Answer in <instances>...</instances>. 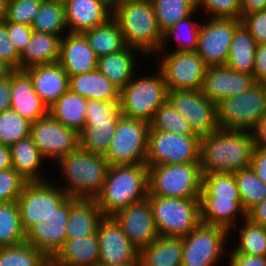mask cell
<instances>
[{
  "label": "cell",
  "instance_id": "cell-61",
  "mask_svg": "<svg viewBox=\"0 0 266 266\" xmlns=\"http://www.w3.org/2000/svg\"><path fill=\"white\" fill-rule=\"evenodd\" d=\"M10 168H13L10 147L0 144V171Z\"/></svg>",
  "mask_w": 266,
  "mask_h": 266
},
{
  "label": "cell",
  "instance_id": "cell-6",
  "mask_svg": "<svg viewBox=\"0 0 266 266\" xmlns=\"http://www.w3.org/2000/svg\"><path fill=\"white\" fill-rule=\"evenodd\" d=\"M202 176L200 163L148 166V195L200 198Z\"/></svg>",
  "mask_w": 266,
  "mask_h": 266
},
{
  "label": "cell",
  "instance_id": "cell-43",
  "mask_svg": "<svg viewBox=\"0 0 266 266\" xmlns=\"http://www.w3.org/2000/svg\"><path fill=\"white\" fill-rule=\"evenodd\" d=\"M50 263L42 252L26 242L0 248V266H48Z\"/></svg>",
  "mask_w": 266,
  "mask_h": 266
},
{
  "label": "cell",
  "instance_id": "cell-30",
  "mask_svg": "<svg viewBox=\"0 0 266 266\" xmlns=\"http://www.w3.org/2000/svg\"><path fill=\"white\" fill-rule=\"evenodd\" d=\"M60 41L58 35L33 31L30 41L19 55V70L59 61Z\"/></svg>",
  "mask_w": 266,
  "mask_h": 266
},
{
  "label": "cell",
  "instance_id": "cell-64",
  "mask_svg": "<svg viewBox=\"0 0 266 266\" xmlns=\"http://www.w3.org/2000/svg\"><path fill=\"white\" fill-rule=\"evenodd\" d=\"M135 1H138V0H113V10L122 4L135 2Z\"/></svg>",
  "mask_w": 266,
  "mask_h": 266
},
{
  "label": "cell",
  "instance_id": "cell-44",
  "mask_svg": "<svg viewBox=\"0 0 266 266\" xmlns=\"http://www.w3.org/2000/svg\"><path fill=\"white\" fill-rule=\"evenodd\" d=\"M200 197L240 199L234 174L224 172L203 174Z\"/></svg>",
  "mask_w": 266,
  "mask_h": 266
},
{
  "label": "cell",
  "instance_id": "cell-4",
  "mask_svg": "<svg viewBox=\"0 0 266 266\" xmlns=\"http://www.w3.org/2000/svg\"><path fill=\"white\" fill-rule=\"evenodd\" d=\"M112 18L118 23L126 46L149 57L159 52L163 33L151 0L122 4L112 11Z\"/></svg>",
  "mask_w": 266,
  "mask_h": 266
},
{
  "label": "cell",
  "instance_id": "cell-39",
  "mask_svg": "<svg viewBox=\"0 0 266 266\" xmlns=\"http://www.w3.org/2000/svg\"><path fill=\"white\" fill-rule=\"evenodd\" d=\"M193 16H195V13L187 18L180 20L175 25L169 27L166 31L163 32L162 43L160 45L159 51L168 50L165 45H167L166 43L168 42V40L171 41V39H174L178 44L177 47L173 49L174 51H196L201 22L199 23L196 20L194 21V19L192 18ZM183 32H186V35L182 34Z\"/></svg>",
  "mask_w": 266,
  "mask_h": 266
},
{
  "label": "cell",
  "instance_id": "cell-12",
  "mask_svg": "<svg viewBox=\"0 0 266 266\" xmlns=\"http://www.w3.org/2000/svg\"><path fill=\"white\" fill-rule=\"evenodd\" d=\"M68 197L60 186L49 180L27 182L17 200L25 232L36 223L48 221Z\"/></svg>",
  "mask_w": 266,
  "mask_h": 266
},
{
  "label": "cell",
  "instance_id": "cell-31",
  "mask_svg": "<svg viewBox=\"0 0 266 266\" xmlns=\"http://www.w3.org/2000/svg\"><path fill=\"white\" fill-rule=\"evenodd\" d=\"M137 52L142 53L126 46L117 53L101 56L98 58L97 69L121 90L136 75Z\"/></svg>",
  "mask_w": 266,
  "mask_h": 266
},
{
  "label": "cell",
  "instance_id": "cell-22",
  "mask_svg": "<svg viewBox=\"0 0 266 266\" xmlns=\"http://www.w3.org/2000/svg\"><path fill=\"white\" fill-rule=\"evenodd\" d=\"M58 62L71 76L95 70L98 57L82 33L68 32L61 38Z\"/></svg>",
  "mask_w": 266,
  "mask_h": 266
},
{
  "label": "cell",
  "instance_id": "cell-46",
  "mask_svg": "<svg viewBox=\"0 0 266 266\" xmlns=\"http://www.w3.org/2000/svg\"><path fill=\"white\" fill-rule=\"evenodd\" d=\"M150 127L163 132L196 135L187 120L174 109L168 99L157 109Z\"/></svg>",
  "mask_w": 266,
  "mask_h": 266
},
{
  "label": "cell",
  "instance_id": "cell-13",
  "mask_svg": "<svg viewBox=\"0 0 266 266\" xmlns=\"http://www.w3.org/2000/svg\"><path fill=\"white\" fill-rule=\"evenodd\" d=\"M159 51L154 56L168 90L201 89L207 66L196 51ZM158 55V56H157ZM161 55V56H160Z\"/></svg>",
  "mask_w": 266,
  "mask_h": 266
},
{
  "label": "cell",
  "instance_id": "cell-65",
  "mask_svg": "<svg viewBox=\"0 0 266 266\" xmlns=\"http://www.w3.org/2000/svg\"><path fill=\"white\" fill-rule=\"evenodd\" d=\"M99 266H141L140 261H136L135 263H126V264H119V265H99Z\"/></svg>",
  "mask_w": 266,
  "mask_h": 266
},
{
  "label": "cell",
  "instance_id": "cell-9",
  "mask_svg": "<svg viewBox=\"0 0 266 266\" xmlns=\"http://www.w3.org/2000/svg\"><path fill=\"white\" fill-rule=\"evenodd\" d=\"M150 123L121 116L104 155L110 166L146 164Z\"/></svg>",
  "mask_w": 266,
  "mask_h": 266
},
{
  "label": "cell",
  "instance_id": "cell-1",
  "mask_svg": "<svg viewBox=\"0 0 266 266\" xmlns=\"http://www.w3.org/2000/svg\"><path fill=\"white\" fill-rule=\"evenodd\" d=\"M253 149L251 131L218 128L200 139L202 174L234 173L247 168Z\"/></svg>",
  "mask_w": 266,
  "mask_h": 266
},
{
  "label": "cell",
  "instance_id": "cell-34",
  "mask_svg": "<svg viewBox=\"0 0 266 266\" xmlns=\"http://www.w3.org/2000/svg\"><path fill=\"white\" fill-rule=\"evenodd\" d=\"M257 44L241 23L233 34L226 65L236 72L253 75Z\"/></svg>",
  "mask_w": 266,
  "mask_h": 266
},
{
  "label": "cell",
  "instance_id": "cell-50",
  "mask_svg": "<svg viewBox=\"0 0 266 266\" xmlns=\"http://www.w3.org/2000/svg\"><path fill=\"white\" fill-rule=\"evenodd\" d=\"M241 23L254 38L256 44L266 43V10L255 11L242 16Z\"/></svg>",
  "mask_w": 266,
  "mask_h": 266
},
{
  "label": "cell",
  "instance_id": "cell-58",
  "mask_svg": "<svg viewBox=\"0 0 266 266\" xmlns=\"http://www.w3.org/2000/svg\"><path fill=\"white\" fill-rule=\"evenodd\" d=\"M254 147L266 150V115L251 130Z\"/></svg>",
  "mask_w": 266,
  "mask_h": 266
},
{
  "label": "cell",
  "instance_id": "cell-11",
  "mask_svg": "<svg viewBox=\"0 0 266 266\" xmlns=\"http://www.w3.org/2000/svg\"><path fill=\"white\" fill-rule=\"evenodd\" d=\"M228 235L230 232L222 227L200 222L182 237V266H215L221 257L228 256L225 246Z\"/></svg>",
  "mask_w": 266,
  "mask_h": 266
},
{
  "label": "cell",
  "instance_id": "cell-48",
  "mask_svg": "<svg viewBox=\"0 0 266 266\" xmlns=\"http://www.w3.org/2000/svg\"><path fill=\"white\" fill-rule=\"evenodd\" d=\"M42 0H8L5 21L32 25Z\"/></svg>",
  "mask_w": 266,
  "mask_h": 266
},
{
  "label": "cell",
  "instance_id": "cell-29",
  "mask_svg": "<svg viewBox=\"0 0 266 266\" xmlns=\"http://www.w3.org/2000/svg\"><path fill=\"white\" fill-rule=\"evenodd\" d=\"M69 90L87 100H120V89L97 68L88 73L69 76Z\"/></svg>",
  "mask_w": 266,
  "mask_h": 266
},
{
  "label": "cell",
  "instance_id": "cell-38",
  "mask_svg": "<svg viewBox=\"0 0 266 266\" xmlns=\"http://www.w3.org/2000/svg\"><path fill=\"white\" fill-rule=\"evenodd\" d=\"M26 242L17 201L0 203V248L18 246Z\"/></svg>",
  "mask_w": 266,
  "mask_h": 266
},
{
  "label": "cell",
  "instance_id": "cell-47",
  "mask_svg": "<svg viewBox=\"0 0 266 266\" xmlns=\"http://www.w3.org/2000/svg\"><path fill=\"white\" fill-rule=\"evenodd\" d=\"M201 8L208 18L241 19L240 0H196L197 11Z\"/></svg>",
  "mask_w": 266,
  "mask_h": 266
},
{
  "label": "cell",
  "instance_id": "cell-26",
  "mask_svg": "<svg viewBox=\"0 0 266 266\" xmlns=\"http://www.w3.org/2000/svg\"><path fill=\"white\" fill-rule=\"evenodd\" d=\"M240 213V214H239ZM239 215L242 220L247 218V212L241 204V199H218L217 197H200L201 223L222 227L228 231L237 226Z\"/></svg>",
  "mask_w": 266,
  "mask_h": 266
},
{
  "label": "cell",
  "instance_id": "cell-8",
  "mask_svg": "<svg viewBox=\"0 0 266 266\" xmlns=\"http://www.w3.org/2000/svg\"><path fill=\"white\" fill-rule=\"evenodd\" d=\"M266 115V83L256 82L242 94L217 104L219 128L251 131Z\"/></svg>",
  "mask_w": 266,
  "mask_h": 266
},
{
  "label": "cell",
  "instance_id": "cell-16",
  "mask_svg": "<svg viewBox=\"0 0 266 266\" xmlns=\"http://www.w3.org/2000/svg\"><path fill=\"white\" fill-rule=\"evenodd\" d=\"M206 19L201 23L196 52L207 67L226 65L230 43L241 19Z\"/></svg>",
  "mask_w": 266,
  "mask_h": 266
},
{
  "label": "cell",
  "instance_id": "cell-66",
  "mask_svg": "<svg viewBox=\"0 0 266 266\" xmlns=\"http://www.w3.org/2000/svg\"><path fill=\"white\" fill-rule=\"evenodd\" d=\"M105 4L111 11H113V0H99Z\"/></svg>",
  "mask_w": 266,
  "mask_h": 266
},
{
  "label": "cell",
  "instance_id": "cell-20",
  "mask_svg": "<svg viewBox=\"0 0 266 266\" xmlns=\"http://www.w3.org/2000/svg\"><path fill=\"white\" fill-rule=\"evenodd\" d=\"M255 83L253 75L236 72L227 65L208 66L201 91L218 104L227 97L242 94Z\"/></svg>",
  "mask_w": 266,
  "mask_h": 266
},
{
  "label": "cell",
  "instance_id": "cell-49",
  "mask_svg": "<svg viewBox=\"0 0 266 266\" xmlns=\"http://www.w3.org/2000/svg\"><path fill=\"white\" fill-rule=\"evenodd\" d=\"M26 183L13 168L0 171V203L17 201Z\"/></svg>",
  "mask_w": 266,
  "mask_h": 266
},
{
  "label": "cell",
  "instance_id": "cell-63",
  "mask_svg": "<svg viewBox=\"0 0 266 266\" xmlns=\"http://www.w3.org/2000/svg\"><path fill=\"white\" fill-rule=\"evenodd\" d=\"M8 0H0V20L5 16Z\"/></svg>",
  "mask_w": 266,
  "mask_h": 266
},
{
  "label": "cell",
  "instance_id": "cell-14",
  "mask_svg": "<svg viewBox=\"0 0 266 266\" xmlns=\"http://www.w3.org/2000/svg\"><path fill=\"white\" fill-rule=\"evenodd\" d=\"M168 100L200 138L219 128L217 104L207 98L201 89L168 90Z\"/></svg>",
  "mask_w": 266,
  "mask_h": 266
},
{
  "label": "cell",
  "instance_id": "cell-10",
  "mask_svg": "<svg viewBox=\"0 0 266 266\" xmlns=\"http://www.w3.org/2000/svg\"><path fill=\"white\" fill-rule=\"evenodd\" d=\"M200 137L163 132L150 127L146 165L200 163Z\"/></svg>",
  "mask_w": 266,
  "mask_h": 266
},
{
  "label": "cell",
  "instance_id": "cell-40",
  "mask_svg": "<svg viewBox=\"0 0 266 266\" xmlns=\"http://www.w3.org/2000/svg\"><path fill=\"white\" fill-rule=\"evenodd\" d=\"M151 2L162 33L197 12L196 0H151Z\"/></svg>",
  "mask_w": 266,
  "mask_h": 266
},
{
  "label": "cell",
  "instance_id": "cell-60",
  "mask_svg": "<svg viewBox=\"0 0 266 266\" xmlns=\"http://www.w3.org/2000/svg\"><path fill=\"white\" fill-rule=\"evenodd\" d=\"M241 17L255 11L266 10V0H240Z\"/></svg>",
  "mask_w": 266,
  "mask_h": 266
},
{
  "label": "cell",
  "instance_id": "cell-15",
  "mask_svg": "<svg viewBox=\"0 0 266 266\" xmlns=\"http://www.w3.org/2000/svg\"><path fill=\"white\" fill-rule=\"evenodd\" d=\"M30 136L40 154L45 159H55V162L79 148V133L65 127L50 114L31 123Z\"/></svg>",
  "mask_w": 266,
  "mask_h": 266
},
{
  "label": "cell",
  "instance_id": "cell-27",
  "mask_svg": "<svg viewBox=\"0 0 266 266\" xmlns=\"http://www.w3.org/2000/svg\"><path fill=\"white\" fill-rule=\"evenodd\" d=\"M104 217L96 200L71 197L66 240L95 234Z\"/></svg>",
  "mask_w": 266,
  "mask_h": 266
},
{
  "label": "cell",
  "instance_id": "cell-7",
  "mask_svg": "<svg viewBox=\"0 0 266 266\" xmlns=\"http://www.w3.org/2000/svg\"><path fill=\"white\" fill-rule=\"evenodd\" d=\"M159 236L184 237L200 222V198L148 195Z\"/></svg>",
  "mask_w": 266,
  "mask_h": 266
},
{
  "label": "cell",
  "instance_id": "cell-25",
  "mask_svg": "<svg viewBox=\"0 0 266 266\" xmlns=\"http://www.w3.org/2000/svg\"><path fill=\"white\" fill-rule=\"evenodd\" d=\"M97 234L68 239L51 260L53 266H99Z\"/></svg>",
  "mask_w": 266,
  "mask_h": 266
},
{
  "label": "cell",
  "instance_id": "cell-18",
  "mask_svg": "<svg viewBox=\"0 0 266 266\" xmlns=\"http://www.w3.org/2000/svg\"><path fill=\"white\" fill-rule=\"evenodd\" d=\"M70 208L71 197H68L48 221L36 223L26 232V243L33 245L50 261L66 241V225Z\"/></svg>",
  "mask_w": 266,
  "mask_h": 266
},
{
  "label": "cell",
  "instance_id": "cell-33",
  "mask_svg": "<svg viewBox=\"0 0 266 266\" xmlns=\"http://www.w3.org/2000/svg\"><path fill=\"white\" fill-rule=\"evenodd\" d=\"M182 237L159 236L139 253L141 266H182Z\"/></svg>",
  "mask_w": 266,
  "mask_h": 266
},
{
  "label": "cell",
  "instance_id": "cell-35",
  "mask_svg": "<svg viewBox=\"0 0 266 266\" xmlns=\"http://www.w3.org/2000/svg\"><path fill=\"white\" fill-rule=\"evenodd\" d=\"M86 104L87 99L68 90L49 107V114L79 133L85 126Z\"/></svg>",
  "mask_w": 266,
  "mask_h": 266
},
{
  "label": "cell",
  "instance_id": "cell-32",
  "mask_svg": "<svg viewBox=\"0 0 266 266\" xmlns=\"http://www.w3.org/2000/svg\"><path fill=\"white\" fill-rule=\"evenodd\" d=\"M10 150L13 169L24 180L27 182L47 181L40 171L46 159L40 154L31 136L17 141L10 146Z\"/></svg>",
  "mask_w": 266,
  "mask_h": 266
},
{
  "label": "cell",
  "instance_id": "cell-17",
  "mask_svg": "<svg viewBox=\"0 0 266 266\" xmlns=\"http://www.w3.org/2000/svg\"><path fill=\"white\" fill-rule=\"evenodd\" d=\"M99 240V265L135 263L140 251L132 244L113 216H105L96 232Z\"/></svg>",
  "mask_w": 266,
  "mask_h": 266
},
{
  "label": "cell",
  "instance_id": "cell-37",
  "mask_svg": "<svg viewBox=\"0 0 266 266\" xmlns=\"http://www.w3.org/2000/svg\"><path fill=\"white\" fill-rule=\"evenodd\" d=\"M33 31L61 38L68 33L65 18L64 2L60 0H42L38 13L31 25Z\"/></svg>",
  "mask_w": 266,
  "mask_h": 266
},
{
  "label": "cell",
  "instance_id": "cell-55",
  "mask_svg": "<svg viewBox=\"0 0 266 266\" xmlns=\"http://www.w3.org/2000/svg\"><path fill=\"white\" fill-rule=\"evenodd\" d=\"M229 265L228 266H266V257L264 256H252L242 253H229Z\"/></svg>",
  "mask_w": 266,
  "mask_h": 266
},
{
  "label": "cell",
  "instance_id": "cell-52",
  "mask_svg": "<svg viewBox=\"0 0 266 266\" xmlns=\"http://www.w3.org/2000/svg\"><path fill=\"white\" fill-rule=\"evenodd\" d=\"M112 115H122L120 111V100H87L86 118L111 117Z\"/></svg>",
  "mask_w": 266,
  "mask_h": 266
},
{
  "label": "cell",
  "instance_id": "cell-3",
  "mask_svg": "<svg viewBox=\"0 0 266 266\" xmlns=\"http://www.w3.org/2000/svg\"><path fill=\"white\" fill-rule=\"evenodd\" d=\"M66 185L60 186L69 197L96 199L103 189L110 164L104 155L89 153L81 148L61 157L57 162Z\"/></svg>",
  "mask_w": 266,
  "mask_h": 266
},
{
  "label": "cell",
  "instance_id": "cell-62",
  "mask_svg": "<svg viewBox=\"0 0 266 266\" xmlns=\"http://www.w3.org/2000/svg\"><path fill=\"white\" fill-rule=\"evenodd\" d=\"M11 71L12 69L6 63L0 60V80L8 76Z\"/></svg>",
  "mask_w": 266,
  "mask_h": 266
},
{
  "label": "cell",
  "instance_id": "cell-23",
  "mask_svg": "<svg viewBox=\"0 0 266 266\" xmlns=\"http://www.w3.org/2000/svg\"><path fill=\"white\" fill-rule=\"evenodd\" d=\"M67 31L83 33L103 25L112 17V11L99 0H65Z\"/></svg>",
  "mask_w": 266,
  "mask_h": 266
},
{
  "label": "cell",
  "instance_id": "cell-45",
  "mask_svg": "<svg viewBox=\"0 0 266 266\" xmlns=\"http://www.w3.org/2000/svg\"><path fill=\"white\" fill-rule=\"evenodd\" d=\"M31 122L16 111L0 112V144L12 146L17 141L30 136Z\"/></svg>",
  "mask_w": 266,
  "mask_h": 266
},
{
  "label": "cell",
  "instance_id": "cell-2",
  "mask_svg": "<svg viewBox=\"0 0 266 266\" xmlns=\"http://www.w3.org/2000/svg\"><path fill=\"white\" fill-rule=\"evenodd\" d=\"M148 194L146 164L113 165L109 167L103 189L95 200L104 216H114L133 203L144 200Z\"/></svg>",
  "mask_w": 266,
  "mask_h": 266
},
{
  "label": "cell",
  "instance_id": "cell-36",
  "mask_svg": "<svg viewBox=\"0 0 266 266\" xmlns=\"http://www.w3.org/2000/svg\"><path fill=\"white\" fill-rule=\"evenodd\" d=\"M82 34L98 58L117 53L126 47L120 27L112 17L103 25Z\"/></svg>",
  "mask_w": 266,
  "mask_h": 266
},
{
  "label": "cell",
  "instance_id": "cell-56",
  "mask_svg": "<svg viewBox=\"0 0 266 266\" xmlns=\"http://www.w3.org/2000/svg\"><path fill=\"white\" fill-rule=\"evenodd\" d=\"M249 167L266 183V150L254 147Z\"/></svg>",
  "mask_w": 266,
  "mask_h": 266
},
{
  "label": "cell",
  "instance_id": "cell-21",
  "mask_svg": "<svg viewBox=\"0 0 266 266\" xmlns=\"http://www.w3.org/2000/svg\"><path fill=\"white\" fill-rule=\"evenodd\" d=\"M11 109L31 123L49 114V108L35 92L24 70L11 71Z\"/></svg>",
  "mask_w": 266,
  "mask_h": 266
},
{
  "label": "cell",
  "instance_id": "cell-57",
  "mask_svg": "<svg viewBox=\"0 0 266 266\" xmlns=\"http://www.w3.org/2000/svg\"><path fill=\"white\" fill-rule=\"evenodd\" d=\"M11 109V72L0 80V112Z\"/></svg>",
  "mask_w": 266,
  "mask_h": 266
},
{
  "label": "cell",
  "instance_id": "cell-24",
  "mask_svg": "<svg viewBox=\"0 0 266 266\" xmlns=\"http://www.w3.org/2000/svg\"><path fill=\"white\" fill-rule=\"evenodd\" d=\"M24 71L30 76L35 92L48 108L69 90V76L59 62L33 66Z\"/></svg>",
  "mask_w": 266,
  "mask_h": 266
},
{
  "label": "cell",
  "instance_id": "cell-42",
  "mask_svg": "<svg viewBox=\"0 0 266 266\" xmlns=\"http://www.w3.org/2000/svg\"><path fill=\"white\" fill-rule=\"evenodd\" d=\"M237 182L241 204L246 212L266 199V183L250 167L233 173Z\"/></svg>",
  "mask_w": 266,
  "mask_h": 266
},
{
  "label": "cell",
  "instance_id": "cell-19",
  "mask_svg": "<svg viewBox=\"0 0 266 266\" xmlns=\"http://www.w3.org/2000/svg\"><path fill=\"white\" fill-rule=\"evenodd\" d=\"M113 217L139 251L159 237L148 197L120 210Z\"/></svg>",
  "mask_w": 266,
  "mask_h": 266
},
{
  "label": "cell",
  "instance_id": "cell-59",
  "mask_svg": "<svg viewBox=\"0 0 266 266\" xmlns=\"http://www.w3.org/2000/svg\"><path fill=\"white\" fill-rule=\"evenodd\" d=\"M247 218L258 225L266 227V199L247 212Z\"/></svg>",
  "mask_w": 266,
  "mask_h": 266
},
{
  "label": "cell",
  "instance_id": "cell-54",
  "mask_svg": "<svg viewBox=\"0 0 266 266\" xmlns=\"http://www.w3.org/2000/svg\"><path fill=\"white\" fill-rule=\"evenodd\" d=\"M253 77L255 82L266 83V43L257 44Z\"/></svg>",
  "mask_w": 266,
  "mask_h": 266
},
{
  "label": "cell",
  "instance_id": "cell-53",
  "mask_svg": "<svg viewBox=\"0 0 266 266\" xmlns=\"http://www.w3.org/2000/svg\"><path fill=\"white\" fill-rule=\"evenodd\" d=\"M10 41L20 55L30 41L33 29L30 25L6 21Z\"/></svg>",
  "mask_w": 266,
  "mask_h": 266
},
{
  "label": "cell",
  "instance_id": "cell-41",
  "mask_svg": "<svg viewBox=\"0 0 266 266\" xmlns=\"http://www.w3.org/2000/svg\"><path fill=\"white\" fill-rule=\"evenodd\" d=\"M238 242L230 253H242L252 256L266 257V227L251 222L248 218L243 220L239 230Z\"/></svg>",
  "mask_w": 266,
  "mask_h": 266
},
{
  "label": "cell",
  "instance_id": "cell-51",
  "mask_svg": "<svg viewBox=\"0 0 266 266\" xmlns=\"http://www.w3.org/2000/svg\"><path fill=\"white\" fill-rule=\"evenodd\" d=\"M0 60L6 63L12 70H19V54L10 41L4 19L0 20Z\"/></svg>",
  "mask_w": 266,
  "mask_h": 266
},
{
  "label": "cell",
  "instance_id": "cell-28",
  "mask_svg": "<svg viewBox=\"0 0 266 266\" xmlns=\"http://www.w3.org/2000/svg\"><path fill=\"white\" fill-rule=\"evenodd\" d=\"M121 116L85 118V126L79 132V148L89 153L105 155Z\"/></svg>",
  "mask_w": 266,
  "mask_h": 266
},
{
  "label": "cell",
  "instance_id": "cell-5",
  "mask_svg": "<svg viewBox=\"0 0 266 266\" xmlns=\"http://www.w3.org/2000/svg\"><path fill=\"white\" fill-rule=\"evenodd\" d=\"M134 76L120 90V111L123 116L151 122L157 109L168 99V88L163 74Z\"/></svg>",
  "mask_w": 266,
  "mask_h": 266
}]
</instances>
